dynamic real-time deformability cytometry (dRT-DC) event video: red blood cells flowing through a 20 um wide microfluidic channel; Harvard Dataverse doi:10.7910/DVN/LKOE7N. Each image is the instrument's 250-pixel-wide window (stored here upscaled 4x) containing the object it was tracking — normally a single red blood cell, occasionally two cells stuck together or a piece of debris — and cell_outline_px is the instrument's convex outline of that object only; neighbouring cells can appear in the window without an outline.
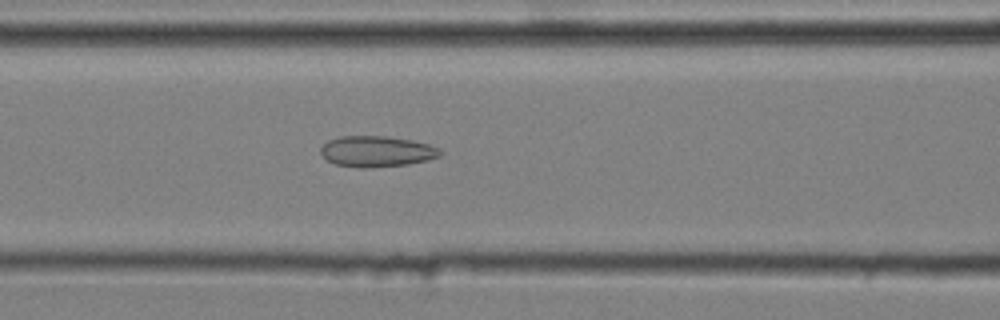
{"species": "common noctule bat (a hibernating species)", "species_latin": "Nyctalus noctula", "temperature_condition": "cold", "stored_images_in_passage": 51, "camera_frame_rate_fps": 3000, "um_per_image_px": 0.085, "animal": {"sex": "male", "body_mass_g": 20.4}, "frame": {"image": 1, "passage_image": 23, "time_ms": 7.333, "image_size_px": [1000, 320], "cell_outline_px": [[444, 152], [440, 156], [428, 160], [408, 164], [372, 168], [360, 168], [336, 164], [328, 160], [320, 152], [320, 148], [328, 140], [340, 136], [384, 136], [412, 140], [428, 144], [440, 148]], "centroid_in_image_um": [32.05, 12.87], "position_along_channel_um": 134.6, "area_um2": 21.62}}
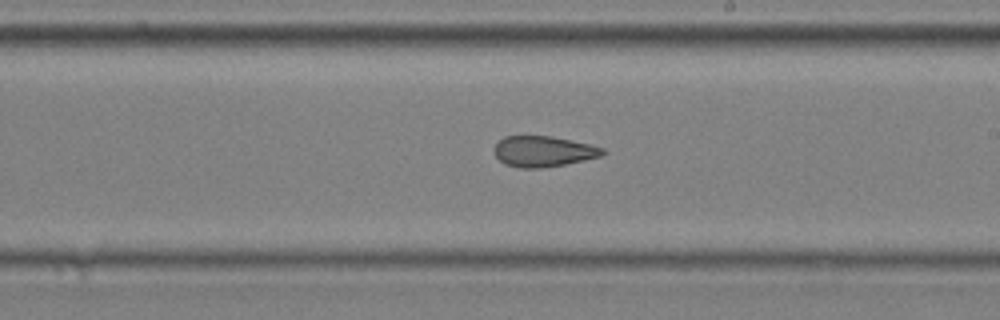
{"frame": {"image": 2, "passage_image": 32, "time_ms": 10.333, "image_size_px": [1000, 320], "cell_outline_px": [[608, 152], [600, 156], [584, 160], [564, 164], [540, 168], [520, 168], [504, 164], [492, 152], [492, 148], [504, 136], [552, 136], [588, 144], [604, 148]], "centroid_in_image_um": [46.15, 12.87], "position_along_channel_um": 242.8, "area_um2": 19.42}}
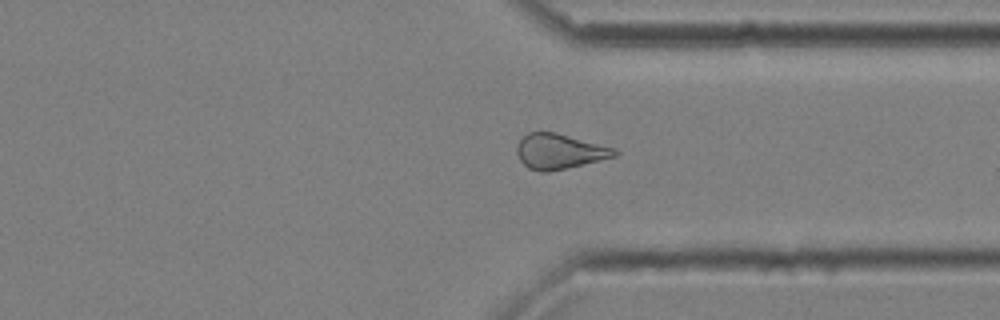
{"frame": {"image": 3, "passage_image": 42, "time_ms": 13.667, "image_size_px": [1000, 320], "cell_outline_px": [[620, 152], [616, 156], [548, 172], [540, 172], [528, 168], [520, 160], [516, 152], [516, 148], [520, 140], [528, 132], [556, 132], [616, 148]], "centroid_in_image_um": [47.55, 12.86], "position_along_channel_um": 363.8, "area_um2": 19.94}, "authors_computed_cell_mechanics": {"area_um2": 21.097, "velocity_mm_per_s": 3.6197, "shape_relaxation_time_tau1_ms": null, "shape_relaxation_time_tau2_ms": 4.3802, "deformation_change_tau1": null, "deformation_change_tau2": 0.1334}}